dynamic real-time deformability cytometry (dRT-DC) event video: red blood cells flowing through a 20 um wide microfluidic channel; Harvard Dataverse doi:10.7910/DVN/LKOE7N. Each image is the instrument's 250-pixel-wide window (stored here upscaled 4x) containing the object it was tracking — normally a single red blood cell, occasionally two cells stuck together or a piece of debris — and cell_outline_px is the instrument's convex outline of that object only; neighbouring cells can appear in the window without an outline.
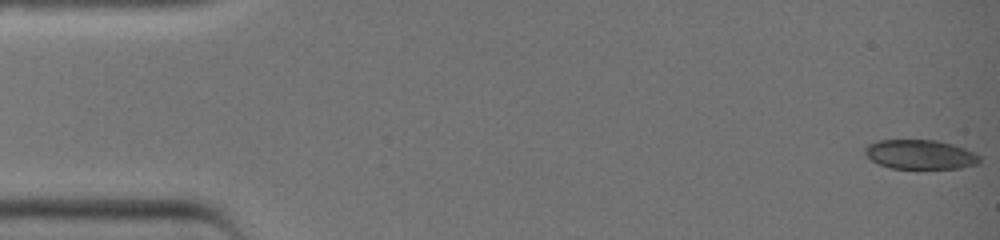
{"species": "common noctule bat (a hibernating species)", "species_latin": "Nyctalus noctula", "temperature_condition": "warm", "stored_images_in_passage": 39, "camera_frame_rate_fps": 3000, "um_per_image_px": 0.085, "animal": {"sex": "female", "body_mass_g": 19.0, "forearm_length_mm": 51.5}, "frame": {"image": 1, "passage_image": 1, "time_ms": 0.0, "image_size_px": [1000, 240], "cell_outline_px": [[980, 164], [960, 168], [888, 168], [872, 160], [864, 152], [864, 148], [868, 144], [876, 140], [940, 140], [976, 152], [980, 156]], "centroid_in_image_um": [78.25, 13.12], "position_along_channel_um": 6.8, "area_um2": 19.77}}
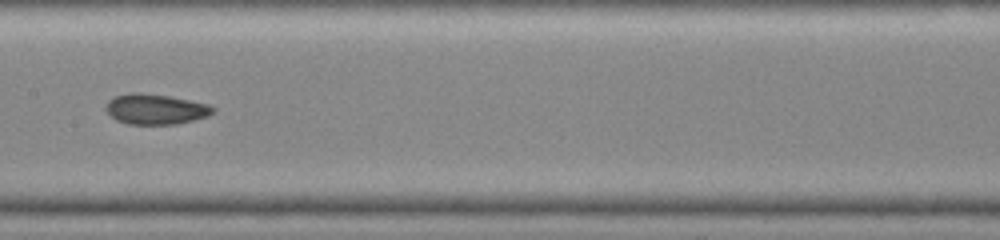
{"frame": {"image": 2, "passage_image": 21, "time_ms": 6.667, "image_size_px": [1000, 240], "cell_outline_px": [[216, 112], [208, 116], [176, 124], [128, 124], [116, 120], [108, 112], [108, 100], [116, 96], [132, 92], [140, 92], [168, 96], [208, 104], [216, 108]], "centroid_in_image_um": [13.27, 9.28], "position_along_channel_um": 194.1, "area_um2": 18.73}}
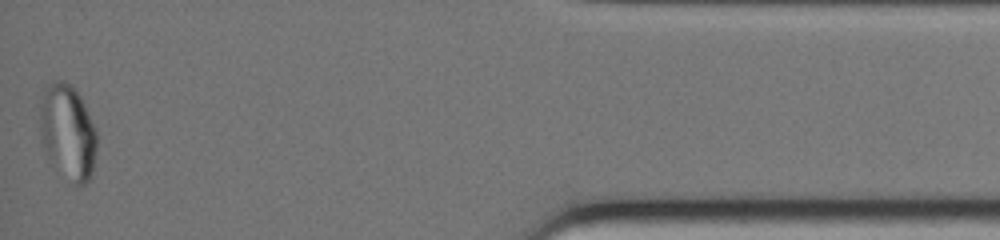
{"frame": {"image": 3, "passage_image": 39, "time_ms": 12.667, "image_size_px": [1000, 240], "cell_outline_px": [[96, 148], [92, 168], [88, 180], [84, 184], [76, 188], [48, 152], [44, 136], [40, 116], [44, 100], [48, 88], [56, 80], [64, 80], [80, 96], [84, 104], [96, 132]], "centroid_in_image_um": [5.84, 11.23], "position_along_channel_um": 429.4, "area_um2": 29.19}}